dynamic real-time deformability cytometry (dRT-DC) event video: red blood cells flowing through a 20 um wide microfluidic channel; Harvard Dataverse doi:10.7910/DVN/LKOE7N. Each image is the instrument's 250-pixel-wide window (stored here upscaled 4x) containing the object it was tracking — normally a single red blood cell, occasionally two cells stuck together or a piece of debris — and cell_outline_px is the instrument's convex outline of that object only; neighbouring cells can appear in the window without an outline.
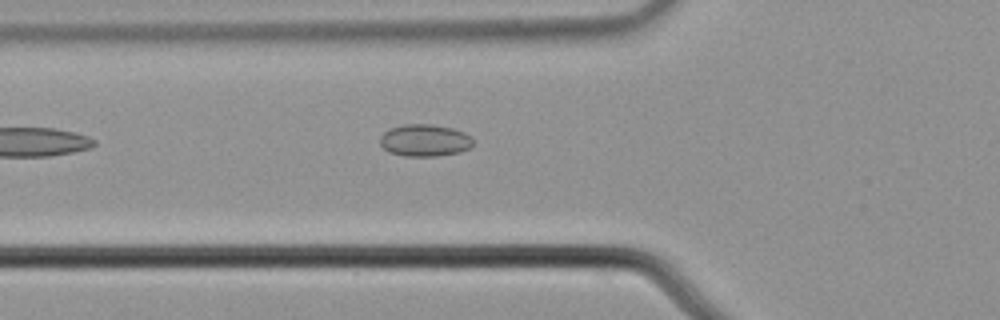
{"species": "common noctule bat (a hibernating species)", "species_latin": "Nyctalus noctula", "temperature_condition": "cold", "stored_images_in_passage": 5, "camera_frame_rate_fps": 3000, "um_per_image_px": 0.085, "animal": {"sex": "male", "body_mass_g": 21.5, "forearm_length_mm": 52.0}, "frame": {"image": 1, "passage_image": 5, "time_ms": 1.333, "image_size_px": [1000, 320], "cell_outline_px": [[472, 144], [468, 148], [460, 152], [436, 156], [404, 156], [388, 152], [380, 144], [380, 136], [384, 132], [392, 128], [404, 124], [432, 124], [452, 128], [464, 132], [472, 136]], "centroid_in_image_um": [36.09, 11.93], "position_along_channel_um": 89.7, "area_um2": 17.4}}